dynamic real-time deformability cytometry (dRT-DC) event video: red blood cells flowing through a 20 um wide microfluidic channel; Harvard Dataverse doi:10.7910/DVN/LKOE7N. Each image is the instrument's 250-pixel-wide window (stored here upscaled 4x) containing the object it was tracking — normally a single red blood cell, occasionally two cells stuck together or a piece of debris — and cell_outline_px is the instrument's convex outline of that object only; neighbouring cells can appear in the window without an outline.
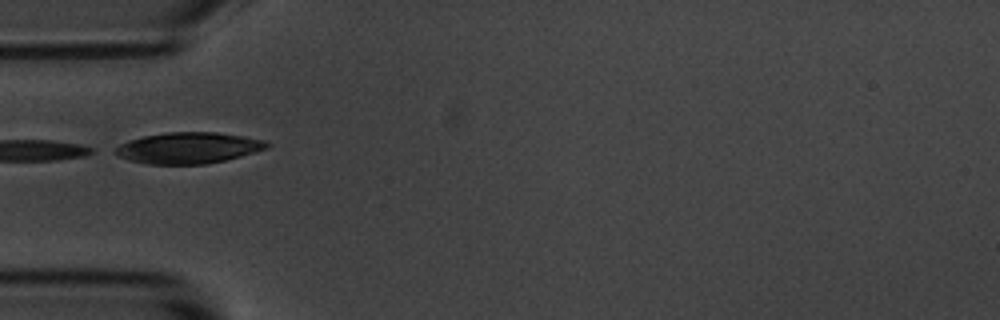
{"species": "common noctule bat (a hibernating species)", "species_latin": "Nyctalus noctula", "temperature_condition": "room temperature", "stored_images_in_passage": 6, "camera_frame_rate_fps": 3000, "um_per_image_px": 0.085, "animal": {"sex": "male", "body_mass_g": 20.1, "forearm_length_mm": 53.5}, "frame": {"image": 1, "passage_image": 4, "time_ms": 3.667, "image_size_px": [1000, 320], "cell_outline_px": [[272, 144], [268, 148], [256, 152], [224, 160], [204, 164], [148, 164], [128, 160], [112, 152], [120, 144], [128, 140], [144, 136], [168, 132], [216, 132], [244, 136], [264, 140]], "centroid_in_image_um": [16.03, 12.57], "position_along_channel_um": 69.0, "area_um2": 27.51}}
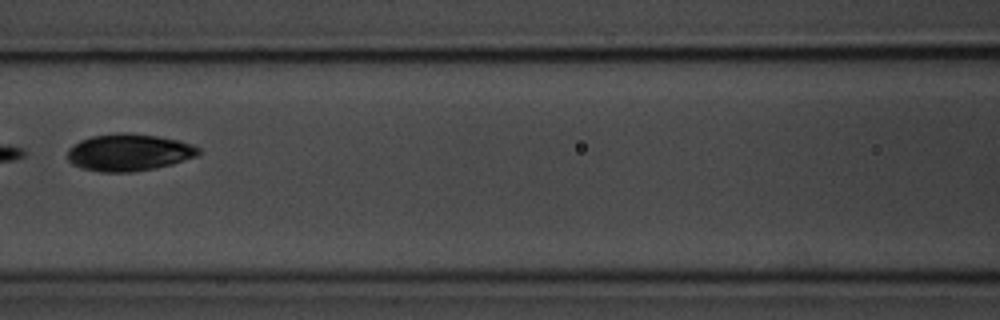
{"frame": {"image": 2, "passage_image": 6, "time_ms": 6.0, "image_size_px": [1000, 320], "cell_outline_px": [[200, 152], [196, 156], [172, 164], [156, 168], [132, 172], [100, 172], [80, 168], [72, 164], [68, 160], [68, 148], [72, 144], [80, 140], [92, 136], [116, 132], [128, 132], [160, 136], [180, 140], [192, 144], [200, 148]], "centroid_in_image_um": [10.94, 12.94], "position_along_channel_um": 155.7, "area_um2": 28.73}}